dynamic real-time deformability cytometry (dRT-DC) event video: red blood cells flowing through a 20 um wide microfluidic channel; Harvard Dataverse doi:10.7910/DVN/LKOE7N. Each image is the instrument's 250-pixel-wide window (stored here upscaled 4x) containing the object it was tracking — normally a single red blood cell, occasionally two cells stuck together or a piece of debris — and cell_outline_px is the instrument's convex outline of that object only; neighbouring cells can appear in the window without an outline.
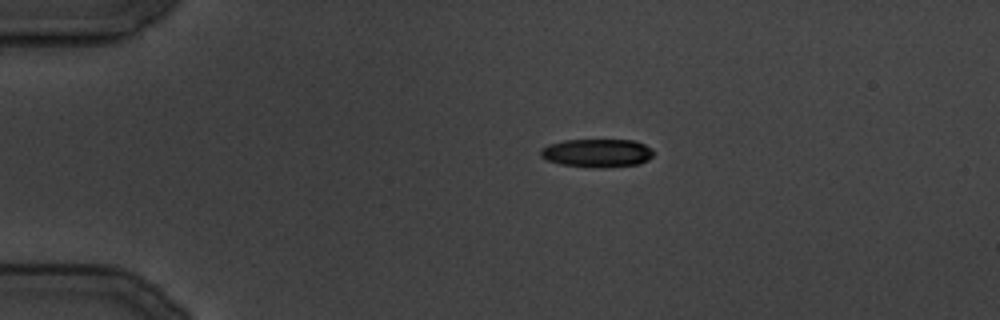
{"species": "common noctule bat (a hibernating species)", "species_latin": "Nyctalus noctula", "temperature_condition": "cold", "stored_images_in_passage": 100, "camera_frame_rate_fps": 3000, "um_per_image_px": 0.085, "animal": {"sex": "male", "body_mass_g": 19.5, "forearm_length_mm": 54.6}, "frame": {"image": 1, "passage_image": 1, "time_ms": 0.0, "image_size_px": [1000, 320], "cell_outline_px": [[652, 156], [648, 160], [640, 164], [604, 168], [596, 168], [560, 164], [548, 160], [540, 156], [540, 148], [548, 144], [564, 140], [632, 140], [644, 144], [652, 148]], "centroid_in_image_um": [50.74, 13.01], "position_along_channel_um": 34.3, "area_um2": 18.79}}
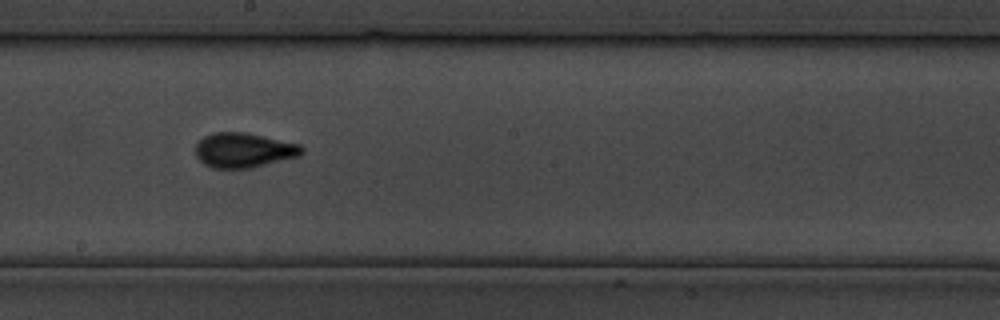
{"frame": {"image": 2, "passage_image": 46, "time_ms": 15.0, "image_size_px": [1000, 320], "cell_outline_px": [[304, 152], [300, 156], [252, 168], [212, 168], [204, 164], [196, 156], [196, 144], [204, 136], [212, 132], [244, 132], [300, 144], [304, 148]], "centroid_in_image_um": [20.73, 12.77], "position_along_channel_um": 227.5, "area_um2": 21.62}}
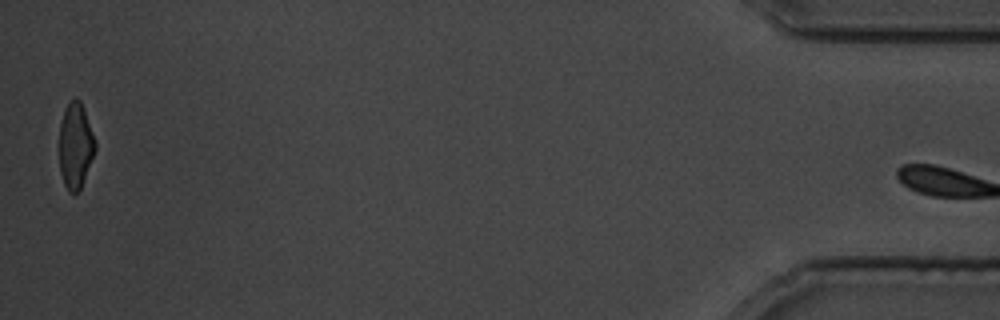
{"frame": {"image": 3, "passage_image": 99, "time_ms": 32.667, "image_size_px": [1000, 320], "cell_outline_px": [[96, 148], [80, 188], [72, 196], [68, 192], [64, 184], [60, 172], [60, 124], [64, 112], [68, 104], [76, 96], [80, 100], [96, 140]], "centroid_in_image_um": [6.42, 12.4], "position_along_channel_um": 428.8, "area_um2": 17.69}}